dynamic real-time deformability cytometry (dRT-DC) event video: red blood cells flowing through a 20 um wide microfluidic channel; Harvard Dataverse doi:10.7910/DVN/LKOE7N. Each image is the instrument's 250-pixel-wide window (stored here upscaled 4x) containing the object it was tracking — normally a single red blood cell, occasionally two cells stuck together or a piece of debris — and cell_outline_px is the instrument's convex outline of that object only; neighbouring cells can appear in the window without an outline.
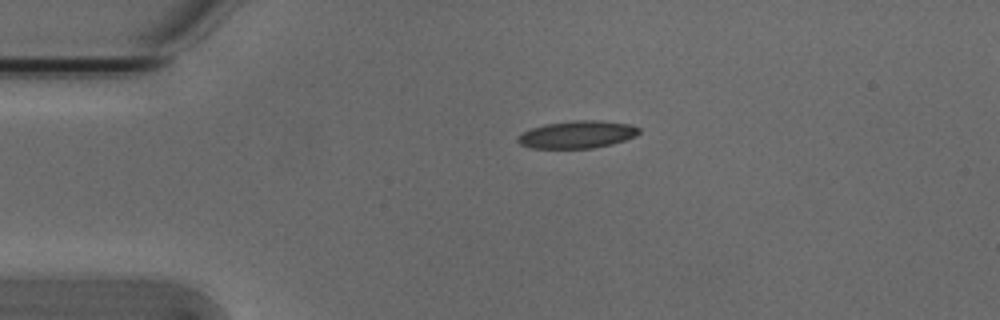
{"species": "Egyptian fruit bat (a non-hibernating species)", "species_latin": "Rousettus aegyptiacus", "temperature_condition": "cold", "stored_images_in_passage": 43, "camera_frame_rate_fps": 3000, "um_per_image_px": 0.085, "animal": {"sex": "male"}, "frame": {"image": 1, "passage_image": 1, "time_ms": 0.0, "image_size_px": [1000, 320], "cell_outline_px": [[640, 132], [636, 136], [612, 144], [592, 148], [532, 148], [520, 144], [516, 140], [524, 132], [532, 128], [548, 124], [576, 120], [600, 120], [632, 124], [640, 128]], "centroid_in_image_um": [49.13, 11.43], "position_along_channel_um": 35.9, "area_um2": 19.25}}
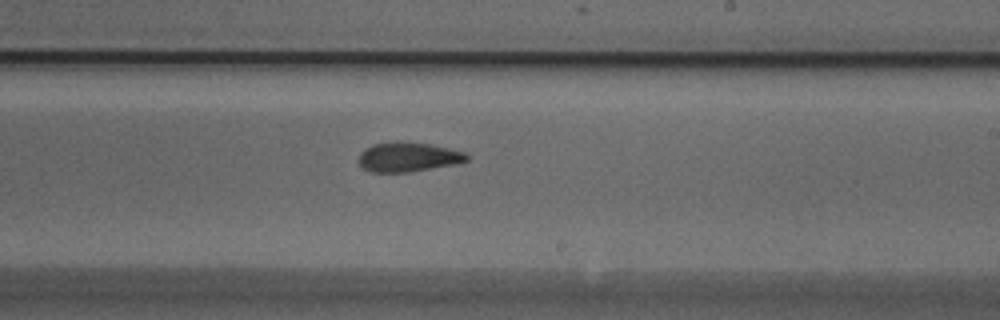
{"frame": {"image": 2, "passage_image": 21, "time_ms": 6.667, "image_size_px": [1000, 320], "cell_outline_px": [[468, 160], [460, 164], [412, 172], [372, 172], [364, 168], [360, 164], [360, 152], [364, 148], [372, 144], [428, 144], [468, 152]], "centroid_in_image_um": [34.77, 13.39], "position_along_channel_um": 254.2, "area_um2": 18.15}}
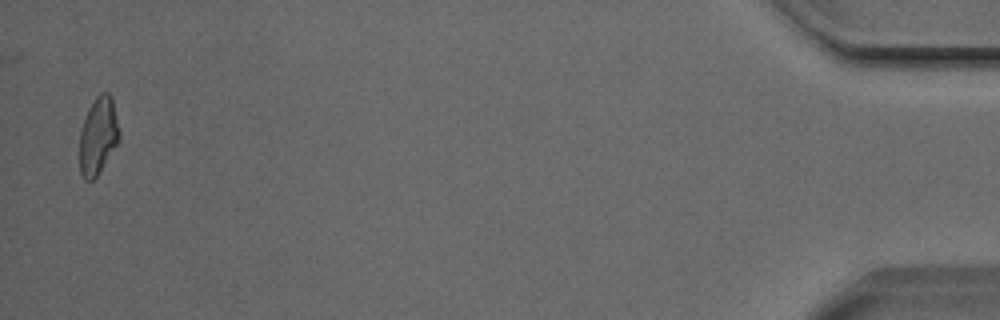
{"frame": {"image": 3, "passage_image": 42, "time_ms": 13.667, "image_size_px": [1000, 320], "cell_outline_px": [[120, 140], [96, 176], [92, 180], [84, 180], [80, 172], [80, 128], [88, 108], [96, 96], [100, 92], [108, 92], [112, 96], [120, 132]], "centroid_in_image_um": [8.34, 11.5], "position_along_channel_um": 426.9, "area_um2": 17.98}, "authors_computed_cell_mechanics": {"area_um2": 18.7272, "velocity_mm_per_s": 3.8242, "shape_relaxation_time_tau1_ms": null, "shape_relaxation_time_tau2_ms": 4.0526, "deformation_change_tau1": null, "deformation_change_tau2": 0.115}}